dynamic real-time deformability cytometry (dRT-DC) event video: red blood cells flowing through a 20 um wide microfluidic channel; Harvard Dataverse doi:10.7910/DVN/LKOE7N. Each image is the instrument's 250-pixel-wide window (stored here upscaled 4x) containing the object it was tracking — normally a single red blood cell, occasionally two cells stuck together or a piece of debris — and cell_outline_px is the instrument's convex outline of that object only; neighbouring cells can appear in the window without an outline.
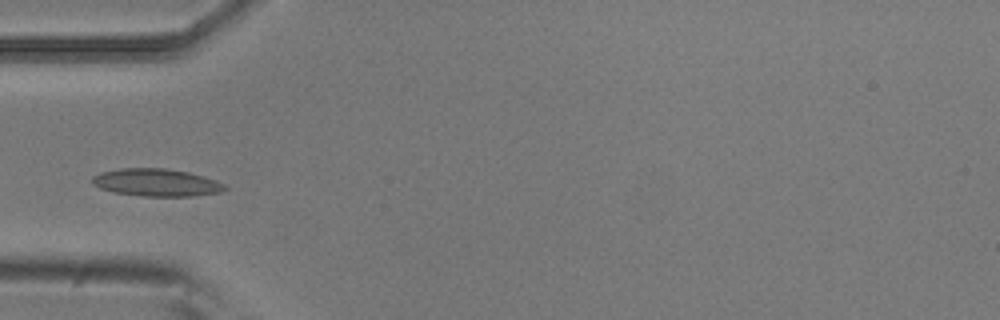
{"species": "common noctule bat (a hibernating species)", "species_latin": "Nyctalus noctula", "temperature_condition": "room temperature", "stored_images_in_passage": 8, "camera_frame_rate_fps": 3000, "um_per_image_px": 0.085, "animal": {"sex": "male", "body_mass_g": 20.5, "forearm_length_mm": 52.5}, "frame": {"image": 1, "passage_image": 5, "time_ms": 1.333, "image_size_px": [1000, 320], "cell_outline_px": [[228, 188], [220, 192], [192, 196], [144, 196], [112, 192], [100, 188], [92, 184], [92, 176], [100, 172], [120, 168], [164, 168], [188, 172], [204, 176], [216, 180], [224, 184]], "centroid_in_image_um": [13.28, 15.51], "position_along_channel_um": 71.7, "area_um2": 21.33}}
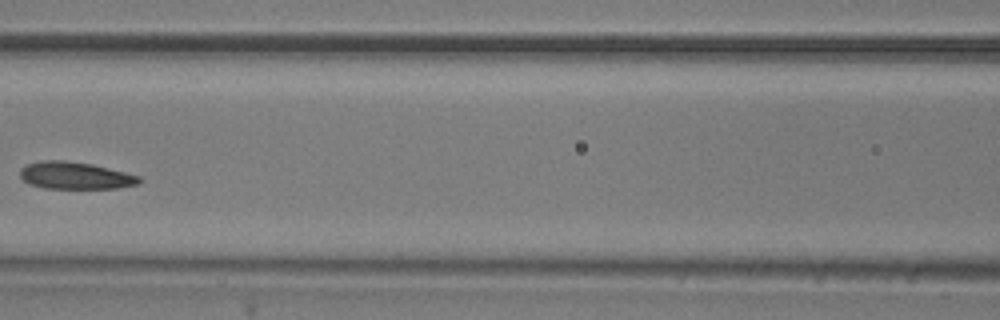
{"frame": {"image": 2, "passage_image": 7, "time_ms": 2.0, "image_size_px": [1000, 320], "cell_outline_px": [[144, 180], [140, 184], [116, 188], [44, 188], [28, 184], [20, 176], [20, 168], [28, 164], [40, 160], [64, 160], [92, 164], [140, 176]], "centroid_in_image_um": [6.4, 14.92], "position_along_channel_um": 160.2, "area_um2": 18.96}}
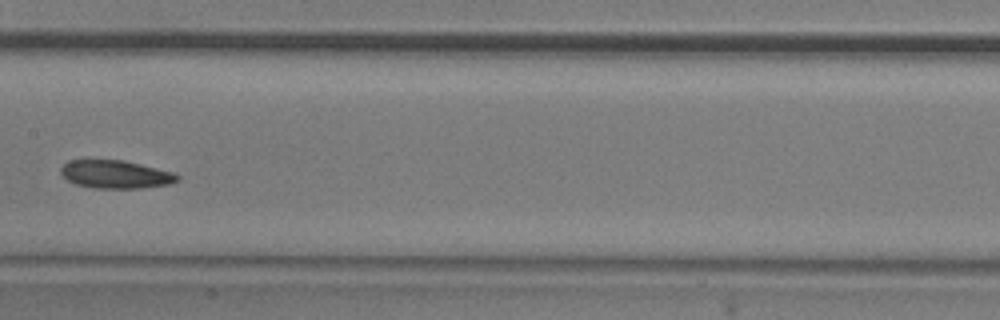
{"frame": {"image": 3, "passage_image": 8, "time_ms": 2.333, "image_size_px": [1000, 320], "cell_outline_px": [[180, 180], [168, 184], [140, 188], [92, 188], [76, 184], [68, 180], [60, 172], [60, 168], [68, 160], [124, 160], [172, 172], [180, 176]], "centroid_in_image_um": [9.81, 14.82], "position_along_channel_um": 197.6, "area_um2": 18.96}}